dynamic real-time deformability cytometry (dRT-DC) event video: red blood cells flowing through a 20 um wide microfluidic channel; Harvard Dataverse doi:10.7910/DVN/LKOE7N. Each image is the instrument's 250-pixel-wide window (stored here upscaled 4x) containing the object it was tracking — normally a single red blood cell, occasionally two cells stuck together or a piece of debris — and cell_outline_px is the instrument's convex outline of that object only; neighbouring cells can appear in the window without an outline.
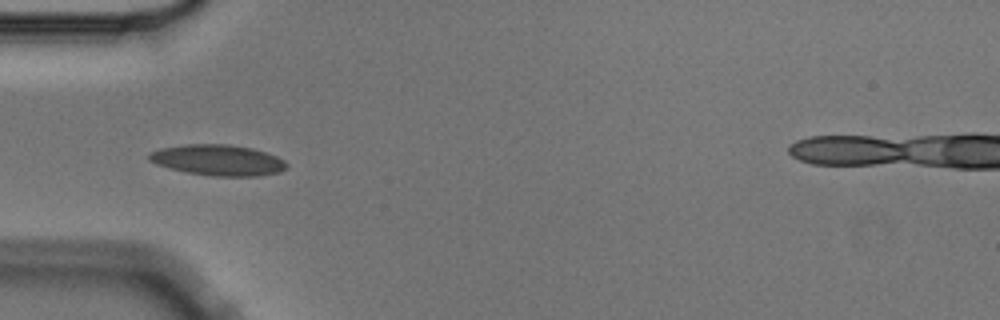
{"species": "Egyptian fruit bat (a non-hibernating species)", "species_latin": "Rousettus aegyptiacus", "temperature_condition": "cold", "stored_images_in_passage": 5, "camera_frame_rate_fps": 3000, "um_per_image_px": 0.085, "animal": {"sex": "male"}, "frame": {"image": 1, "passage_image": 4, "time_ms": 1.0, "image_size_px": [1000, 320], "cell_outline_px": [[288, 168], [280, 172], [256, 176], [212, 176], [188, 172], [156, 164], [148, 160], [148, 152], [160, 148], [188, 144], [228, 144], [252, 148], [276, 156], [284, 160], [288, 164]], "centroid_in_image_um": [18.53, 13.6], "position_along_channel_um": 66.5, "area_um2": 24.68}}
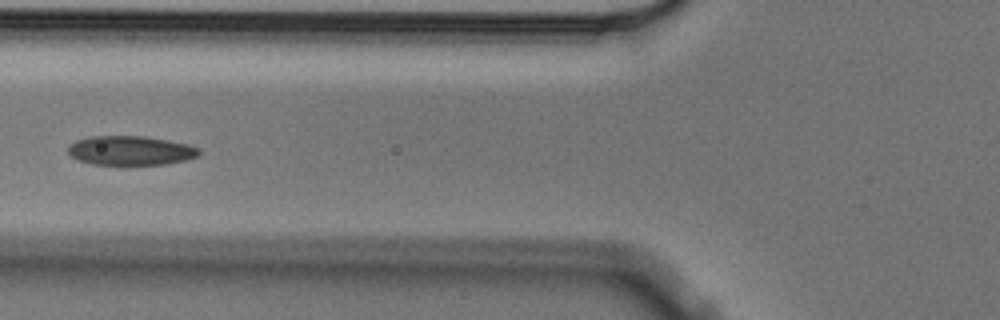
{"frame": {"image": 2, "passage_image": 5, "time_ms": 1.333, "image_size_px": [1000, 320], "cell_outline_px": [[200, 152], [196, 156], [184, 160], [164, 164], [128, 168], [92, 164], [80, 160], [72, 156], [68, 152], [68, 144], [76, 140], [92, 136], [144, 136], [168, 140], [188, 144], [200, 148]], "centroid_in_image_um": [11.07, 12.84], "position_along_channel_um": 114.7, "area_um2": 23.18}}